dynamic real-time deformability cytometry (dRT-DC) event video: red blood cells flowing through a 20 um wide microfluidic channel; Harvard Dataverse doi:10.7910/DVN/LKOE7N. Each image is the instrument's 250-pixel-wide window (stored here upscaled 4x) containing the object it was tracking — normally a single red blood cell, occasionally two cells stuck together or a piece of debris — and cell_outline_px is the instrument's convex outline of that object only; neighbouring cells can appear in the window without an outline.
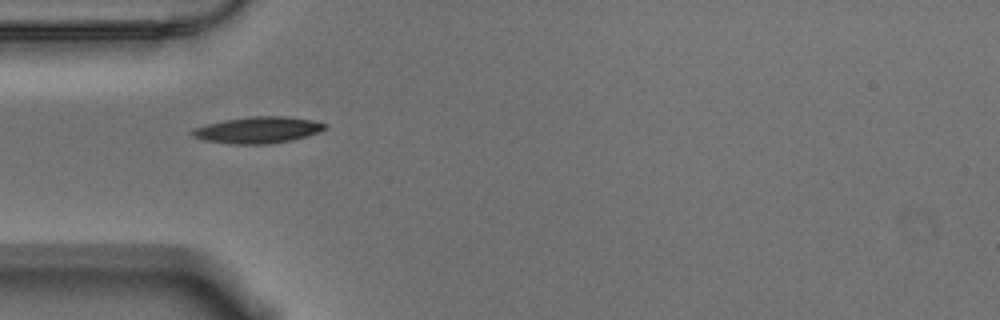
{"species": "Egyptian fruit bat (a non-hibernating species)", "species_latin": "Rousettus aegyptiacus", "temperature_condition": "warm", "stored_images_in_passage": 41, "camera_frame_rate_fps": 3000, "um_per_image_px": 0.085, "animal": {"sex": "male"}, "frame": {"image": 1, "passage_image": 1, "time_ms": 0.0, "image_size_px": [1000, 320], "cell_outline_px": [[328, 128], [320, 132], [292, 140], [268, 144], [232, 144], [204, 140], [192, 136], [188, 132], [192, 128], [224, 120], [252, 116], [284, 116], [312, 120], [328, 124]], "centroid_in_image_um": [21.92, 11.05], "position_along_channel_um": 63.1, "area_um2": 20.58}}
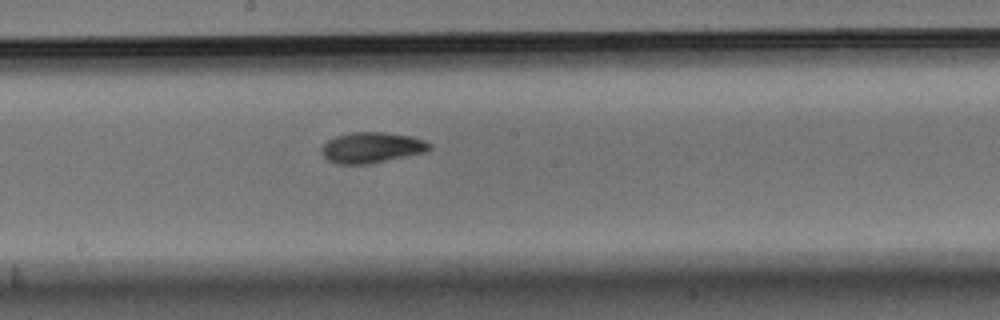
{"frame": {"image": 2, "passage_image": 14, "time_ms": 4.333, "image_size_px": [1000, 320], "cell_outline_px": [[432, 148], [424, 152], [372, 164], [336, 164], [328, 160], [320, 152], [320, 148], [328, 140], [336, 136], [348, 132], [384, 132], [412, 136], [424, 140], [432, 144]], "centroid_in_image_um": [31.58, 12.54], "position_along_channel_um": 216.6, "area_um2": 19.54}}
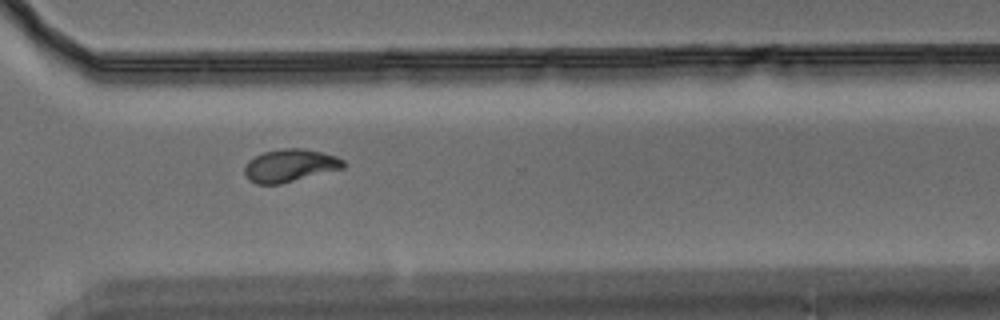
{"frame": {"image": 3, "passage_image": 25, "time_ms": 8.0, "image_size_px": [1000, 320], "cell_outline_px": [[348, 164], [344, 168], [280, 184], [256, 184], [248, 180], [244, 172], [244, 168], [248, 160], [264, 152], [280, 148], [304, 148], [336, 156], [344, 160]], "centroid_in_image_um": [24.65, 14.07], "position_along_channel_um": 345.9, "area_um2": 18.96}, "authors_computed_cell_mechanics": {"area_um2": 18.5538, "velocity_mm_per_s": 3.5355, "shape_relaxation_time_tau1_ms": 5.2172, "shape_relaxation_time_tau2_ms": 2.1095, "deformation_change_tau1": 0.1739, "deformation_change_tau2": 0.0744}}